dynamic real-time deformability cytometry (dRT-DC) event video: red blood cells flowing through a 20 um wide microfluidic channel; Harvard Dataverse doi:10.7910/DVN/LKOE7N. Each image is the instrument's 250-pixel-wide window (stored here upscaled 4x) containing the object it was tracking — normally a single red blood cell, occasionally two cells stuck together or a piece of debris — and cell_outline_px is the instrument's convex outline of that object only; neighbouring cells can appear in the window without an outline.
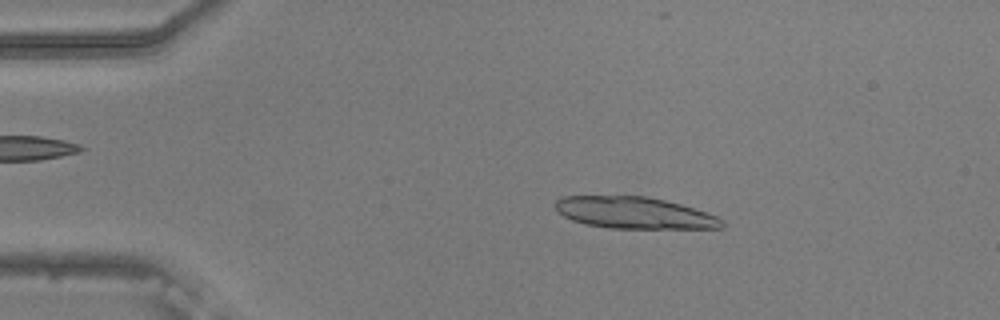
{"species": "common noctule bat (a hibernating species)", "species_latin": "Nyctalus noctula", "temperature_condition": "warm", "stored_images_in_passage": 52, "segment_of_instrument_passage": [1, 2], "camera_frame_rate_fps": 3000, "um_per_image_px": 0.085, "animal": {"sex": "male", "body_mass_g": 20.5, "forearm_length_mm": 52.5}, "frame": {"image": 1, "passage_image": 9, "time_ms": 2.667, "image_size_px": [1000, 320], "cell_outline_px": [[724, 228], [608, 228], [584, 224], [572, 220], [564, 216], [556, 208], [556, 200], [564, 196], [644, 196], [664, 200], [680, 204], [716, 216], [724, 220]], "centroid_in_image_um": [53.91, 18.1], "position_along_channel_um": 31.1, "area_um2": 30.46}}